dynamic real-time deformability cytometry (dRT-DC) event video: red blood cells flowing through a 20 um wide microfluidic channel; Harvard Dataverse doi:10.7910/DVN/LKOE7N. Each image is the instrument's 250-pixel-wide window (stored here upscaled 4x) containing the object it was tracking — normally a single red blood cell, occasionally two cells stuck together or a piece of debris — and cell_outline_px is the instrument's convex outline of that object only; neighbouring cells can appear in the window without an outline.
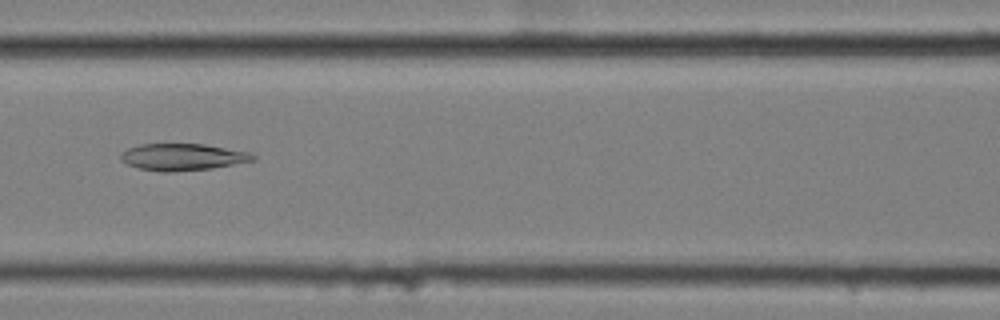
{"species": "common noctule bat (a hibernating species)", "species_latin": "Nyctalus noctula", "temperature_condition": "cold", "stored_images_in_passage": 15, "camera_frame_rate_fps": 3000, "um_per_image_px": 0.085, "animal": {"sex": "female", "body_mass_g": 25.1}, "frame": {"image": 1, "passage_image": 7, "time_ms": 2.0, "image_size_px": [1000, 320], "cell_outline_px": [[256, 160], [212, 168], [172, 172], [160, 172], [140, 168], [128, 164], [120, 160], [120, 152], [128, 148], [140, 144], [204, 144], [252, 152], [256, 156]], "centroid_in_image_um": [15.54, 13.34], "position_along_channel_um": 151.1, "area_um2": 20.81}}
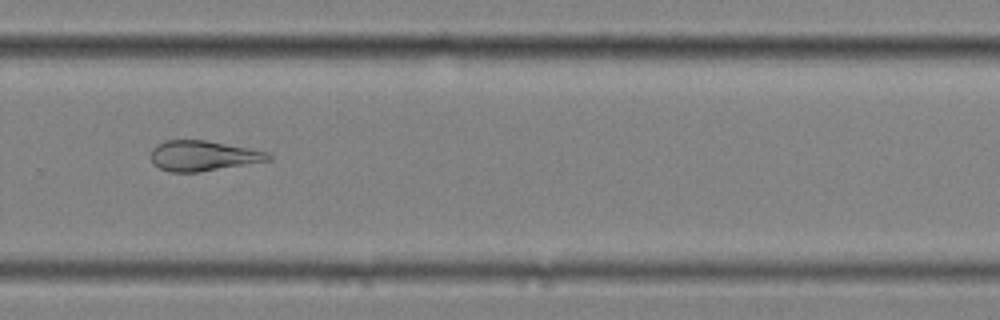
{"frame": {"image": 2, "passage_image": 11, "time_ms": 3.333, "image_size_px": [1000, 320], "cell_outline_px": [[272, 160], [200, 172], [172, 172], [160, 168], [152, 164], [152, 148], [156, 144], [164, 140], [204, 140], [248, 148], [268, 152], [272, 156]], "centroid_in_image_um": [17.25, 13.24], "position_along_channel_um": 312.5, "area_um2": 20.69}}
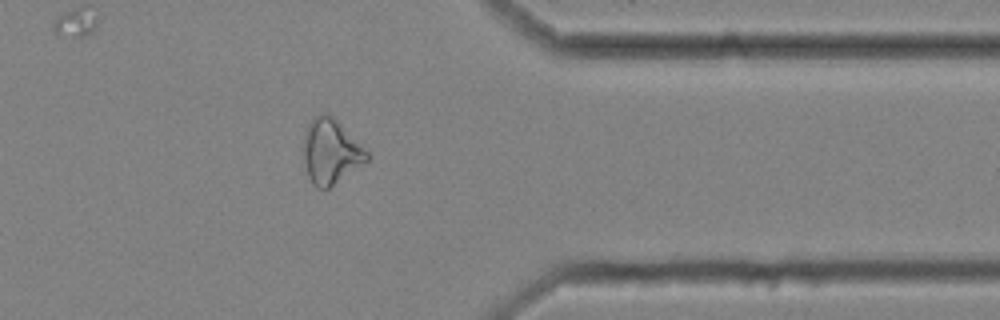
{"frame": {"image": 3, "passage_image": 13, "time_ms": 4.0, "image_size_px": [1000, 320], "cell_outline_px": [[368, 160], [328, 188], [316, 188], [312, 184], [308, 176], [304, 156], [304, 132], [308, 124], [316, 116], [324, 112], [328, 112], [368, 152]], "centroid_in_image_um": [28.09, 12.87], "position_along_channel_um": 383.3, "area_um2": 23.35}}